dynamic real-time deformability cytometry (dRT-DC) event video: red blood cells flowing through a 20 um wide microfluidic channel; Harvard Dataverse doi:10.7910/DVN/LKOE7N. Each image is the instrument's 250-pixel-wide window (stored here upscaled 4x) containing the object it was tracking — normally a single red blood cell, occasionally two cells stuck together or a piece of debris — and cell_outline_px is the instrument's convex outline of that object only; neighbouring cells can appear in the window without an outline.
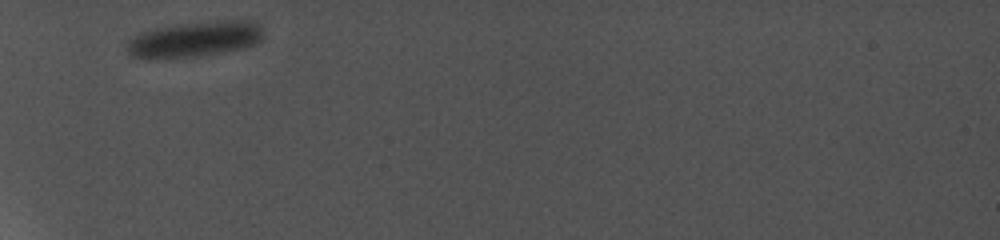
{"species": "common noctule bat (a hibernating species)", "species_latin": "Nyctalus noctula", "temperature_condition": "cold", "stored_images_in_passage": 5, "camera_frame_rate_fps": 5000, "um_per_image_px": 0.085, "animal": {"sex": "female", "body_mass_g": 19.0, "forearm_length_mm": 56.7}, "frame": {"image": 1, "passage_image": 1, "time_ms": 0.0, "image_size_px": [1000, 240], "cell_outline_px": [[264, 36], [256, 44], [244, 48], [200, 56], [168, 60], [144, 60], [132, 56], [128, 52], [128, 40], [132, 36], [148, 28], [176, 24], [228, 20], [256, 20]], "centroid_in_image_um": [16.48, 3.35], "position_along_channel_um": 68.5, "area_um2": 29.25}}
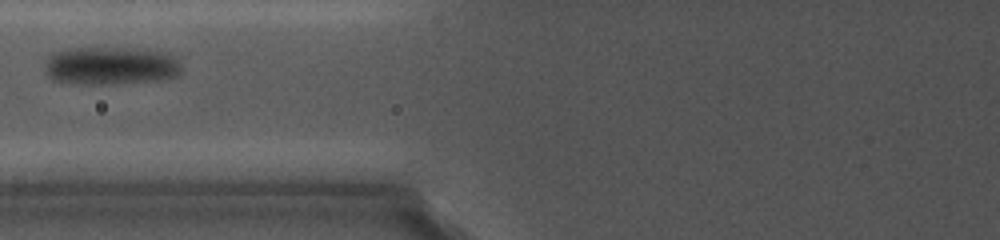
{"frame": {"image": 2, "passage_image": 3, "time_ms": 1.8, "image_size_px": [1000, 240], "cell_outline_px": [[180, 72], [172, 76], [144, 80], [52, 80], [44, 72], [44, 68], [48, 56], [52, 52], [64, 48], [144, 48], [160, 52], [172, 56], [180, 64]], "centroid_in_image_um": [9.33, 5.47], "position_along_channel_um": 116.5, "area_um2": 28.26}}